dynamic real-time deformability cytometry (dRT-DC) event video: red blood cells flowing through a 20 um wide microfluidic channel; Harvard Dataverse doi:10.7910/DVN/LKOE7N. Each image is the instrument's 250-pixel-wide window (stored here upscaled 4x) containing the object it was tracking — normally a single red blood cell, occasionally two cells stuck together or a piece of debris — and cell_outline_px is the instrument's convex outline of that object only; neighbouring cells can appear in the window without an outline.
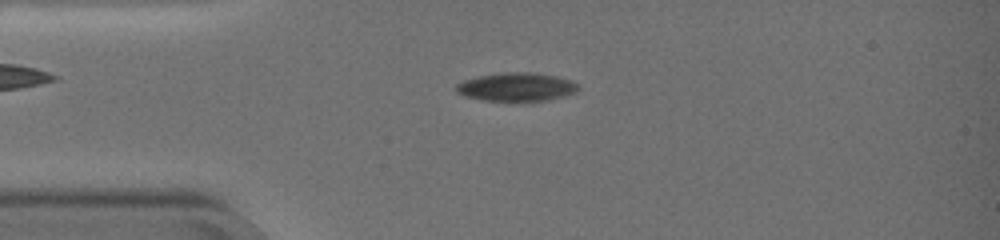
{"species": "common noctule bat (a hibernating species)", "species_latin": "Nyctalus noctula", "temperature_condition": "warm", "stored_images_in_passage": 32, "camera_frame_rate_fps": 3000, "um_per_image_px": 0.085, "animal": {"sex": "female", "body_mass_g": 19.0, "forearm_length_mm": 51.5}, "frame": {"image": 1, "passage_image": 6, "time_ms": 1.667, "image_size_px": [1000, 240], "cell_outline_px": [[580, 88], [576, 92], [564, 96], [548, 100], [484, 100], [464, 96], [456, 92], [456, 84], [464, 80], [476, 76], [500, 72], [536, 72], [556, 76], [572, 80]], "centroid_in_image_um": [43.9, 7.37], "position_along_channel_um": 41.1, "area_um2": 20.29}}
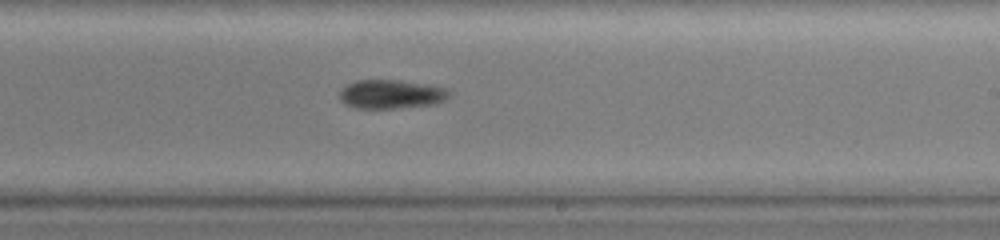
{"frame": {"image": 2, "passage_image": 24, "time_ms": 7.667, "image_size_px": [1000, 240], "cell_outline_px": [[452, 92], [444, 100], [436, 104], [392, 108], [356, 108], [340, 100], [340, 92], [348, 84], [356, 80], [396, 80], [428, 84], [444, 88]], "centroid_in_image_um": [33.27, 8.0], "position_along_channel_um": 255.7, "area_um2": 18.21}}
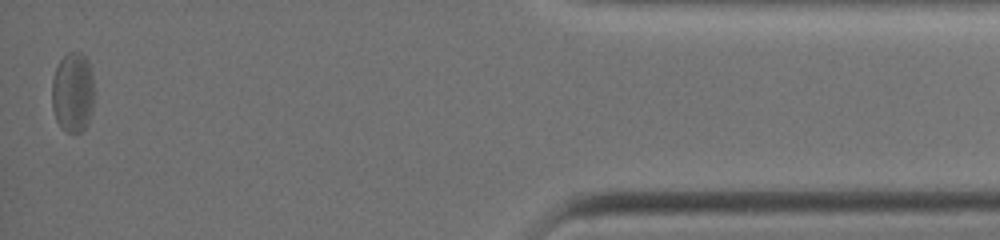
{"frame": {"image": 3, "passage_image": 32, "time_ms": 10.333, "image_size_px": [1000, 240], "cell_outline_px": [[92, 108], [88, 124], [80, 132], [68, 132], [60, 128], [56, 120], [52, 108], [52, 80], [56, 68], [60, 60], [68, 52], [80, 52], [88, 60], [92, 72]], "centroid_in_image_um": [6.17, 7.86], "position_along_channel_um": 429.0, "area_um2": 19.71}, "authors_computed_cell_mechanics": {"area_um2": 19.7098, "velocity_mm_per_s": 4.8089, "shape_relaxation_time_tau1_ms": 0.5628, "shape_relaxation_time_tau2_ms": null, "deformation_change_tau1": 0.0769, "deformation_change_tau2": null}}